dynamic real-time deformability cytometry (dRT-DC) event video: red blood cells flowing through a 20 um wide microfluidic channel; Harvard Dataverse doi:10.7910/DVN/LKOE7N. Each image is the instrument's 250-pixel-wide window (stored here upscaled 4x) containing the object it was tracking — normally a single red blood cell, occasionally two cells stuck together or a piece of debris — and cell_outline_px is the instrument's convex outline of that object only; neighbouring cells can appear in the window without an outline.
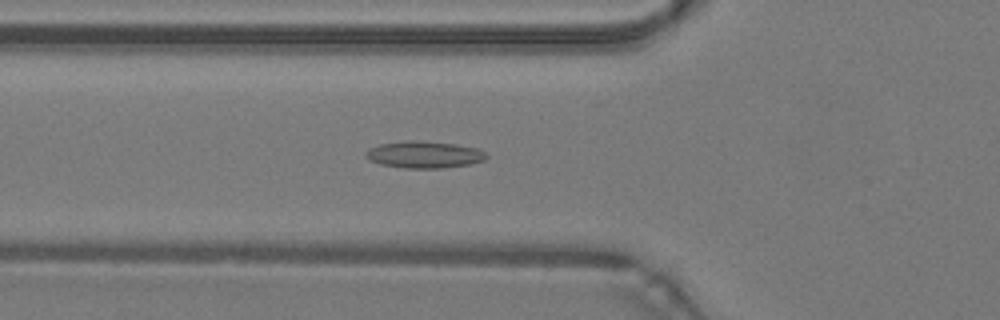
{"species": "common noctule bat (a hibernating species)", "species_latin": "Nyctalus noctula", "temperature_condition": "warm", "stored_images_in_passage": 49, "camera_frame_rate_fps": 3000, "um_per_image_px": 0.085, "animal": {"sex": "male", "body_mass_g": 19.2, "forearm_length_mm": 51.8}, "frame": {"image": 1, "passage_image": 18, "time_ms": 5.667, "image_size_px": [1000, 320], "cell_outline_px": [[488, 156], [484, 160], [468, 164], [440, 168], [404, 168], [380, 164], [368, 160], [364, 156], [364, 152], [368, 148], [380, 144], [404, 140], [420, 140], [456, 144], [476, 148], [484, 152]], "centroid_in_image_um": [35.98, 13.13], "position_along_channel_um": 89.8, "area_um2": 19.02}}
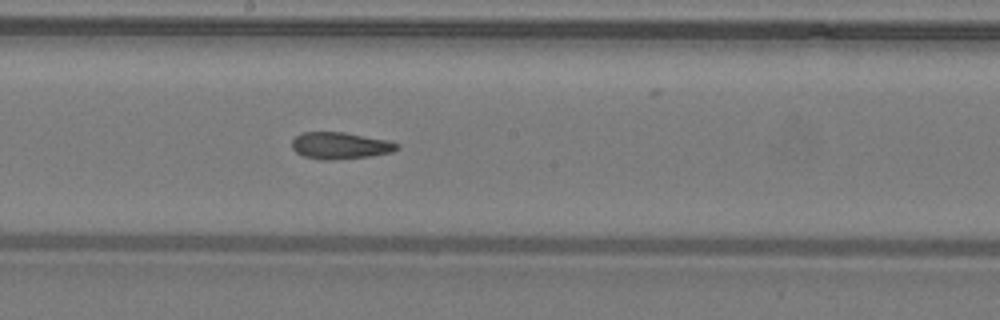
{"frame": {"image": 2, "passage_image": 27, "time_ms": 8.667, "image_size_px": [1000, 320], "cell_outline_px": [[400, 148], [392, 152], [368, 156], [324, 160], [320, 160], [304, 156], [296, 152], [292, 148], [292, 140], [300, 132], [344, 132], [392, 140], [400, 144]], "centroid_in_image_um": [28.95, 12.36], "position_along_channel_um": 219.3, "area_um2": 16.53}}
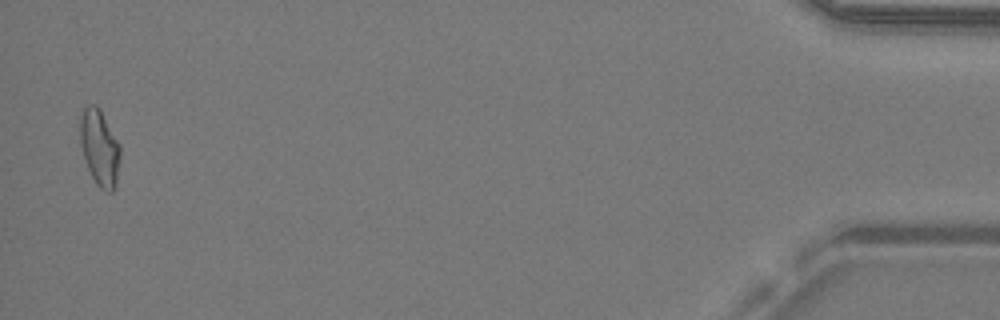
{"frame": {"image": 3, "passage_image": 48, "time_ms": 15.667, "image_size_px": [1000, 320], "cell_outline_px": [[120, 160], [116, 184], [112, 192], [104, 192], [96, 184], [88, 168], [80, 144], [80, 120], [84, 108], [88, 104], [96, 104], [100, 108], [120, 144]], "centroid_in_image_um": [8.48, 12.55], "position_along_channel_um": 426.7, "area_um2": 17.92}, "authors_computed_cell_mechanics": {"area_um2": 17.1088, "velocity_mm_per_s": 4.2827, "shape_relaxation_time_tau1_ms": null, "shape_relaxation_time_tau2_ms": 2.3764, "deformation_change_tau1": null, "deformation_change_tau2": 0.0985}}